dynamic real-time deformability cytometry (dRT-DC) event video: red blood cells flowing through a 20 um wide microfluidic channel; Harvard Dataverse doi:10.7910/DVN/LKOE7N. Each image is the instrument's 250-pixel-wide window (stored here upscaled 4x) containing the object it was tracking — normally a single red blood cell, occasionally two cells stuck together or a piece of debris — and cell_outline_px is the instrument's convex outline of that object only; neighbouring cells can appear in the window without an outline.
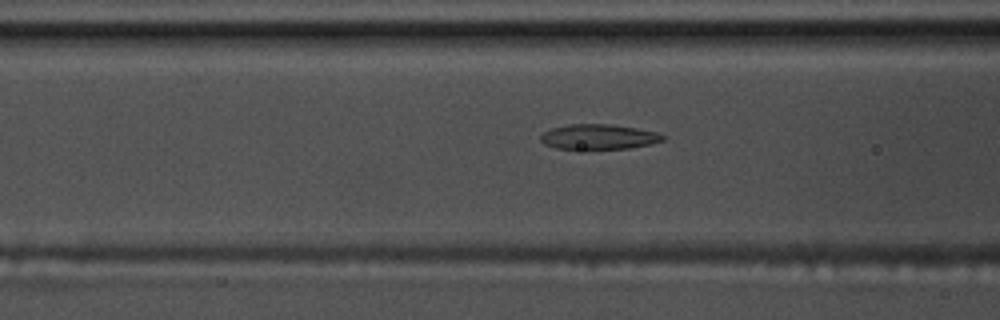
{"species": "common noctule bat (a hibernating species)", "species_latin": "Nyctalus noctula", "temperature_condition": "warm", "stored_images_in_passage": 52, "camera_frame_rate_fps": 3000, "um_per_image_px": 0.085, "animal": {"sex": "male", "body_mass_g": 17.5, "forearm_length_mm": 52.3}, "frame": {"image": 1, "passage_image": 17, "time_ms": 5.333, "image_size_px": [1000, 320], "cell_outline_px": [[664, 140], [652, 144], [632, 148], [556, 148], [544, 144], [540, 140], [540, 136], [544, 132], [552, 128], [572, 124], [608, 124], [636, 128], [656, 132], [664, 136]], "centroid_in_image_um": [50.9, 11.62], "position_along_channel_um": 115.7, "area_um2": 17.57}}
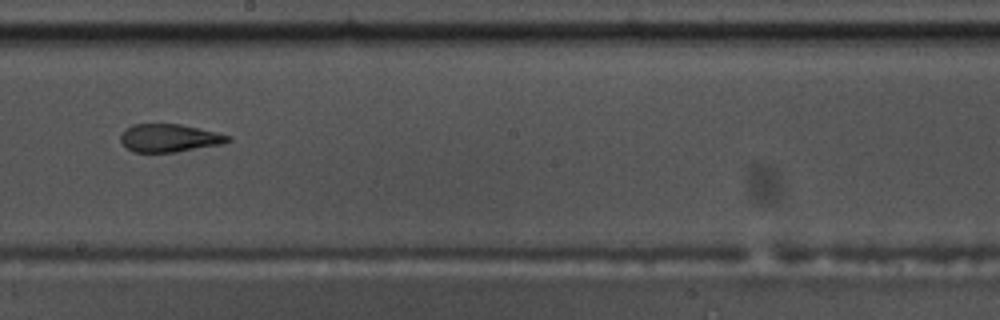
{"frame": {"image": 2, "passage_image": 27, "time_ms": 8.667, "image_size_px": [1000, 320], "cell_outline_px": [[232, 140], [224, 144], [176, 152], [132, 152], [120, 140], [120, 136], [132, 124], [180, 124], [216, 132], [232, 136]], "centroid_in_image_um": [14.45, 11.74], "position_along_channel_um": 233.8, "area_um2": 17.46}}
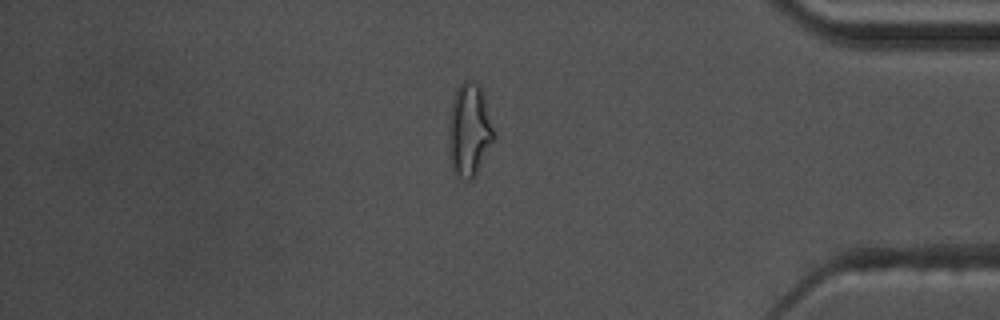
{"frame": {"image": 3, "passage_image": 43, "time_ms": 14.0, "image_size_px": [1000, 320], "cell_outline_px": [[496, 140], [472, 180], [468, 180], [456, 176], [452, 168], [448, 148], [448, 120], [452, 100], [456, 88], [464, 80], [472, 80], [480, 84], [484, 96], [496, 136]], "centroid_in_image_um": [39.89, 11.05], "position_along_channel_um": 395.3, "area_um2": 25.14}, "authors_computed_cell_mechanics": {"area_um2": 18.1781, "velocity_mm_per_s": 3.5625, "shape_relaxation_time_tau1_ms": null, "shape_relaxation_time_tau2_ms": 1.8359, "deformation_change_tau1": null, "deformation_change_tau2": 0.1013}}